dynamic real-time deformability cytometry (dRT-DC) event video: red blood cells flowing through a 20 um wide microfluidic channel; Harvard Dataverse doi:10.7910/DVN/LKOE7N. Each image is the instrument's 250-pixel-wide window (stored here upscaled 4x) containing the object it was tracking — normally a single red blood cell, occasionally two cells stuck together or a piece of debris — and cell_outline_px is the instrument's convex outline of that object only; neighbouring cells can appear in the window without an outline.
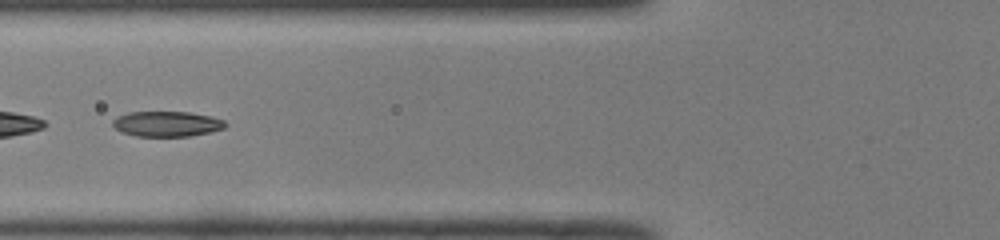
{"species": "common noctule bat (a hibernating species)", "species_latin": "Nyctalus noctula", "temperature_condition": "room temperature", "stored_images_in_passage": 35, "camera_frame_rate_fps": 3000, "um_per_image_px": 0.085, "animal": {"sex": "male", "body_mass_g": 19.0, "forearm_length_mm": 50.8}, "frame": {"image": 1, "passage_image": 6, "time_ms": 1.667, "image_size_px": [1000, 240], "cell_outline_px": [[228, 124], [224, 128], [212, 132], [188, 136], [136, 136], [120, 132], [112, 124], [112, 120], [116, 116], [128, 112], [188, 112], [212, 116], [224, 120]], "centroid_in_image_um": [14.18, 10.53], "position_along_channel_um": 111.6, "area_um2": 16.76}}
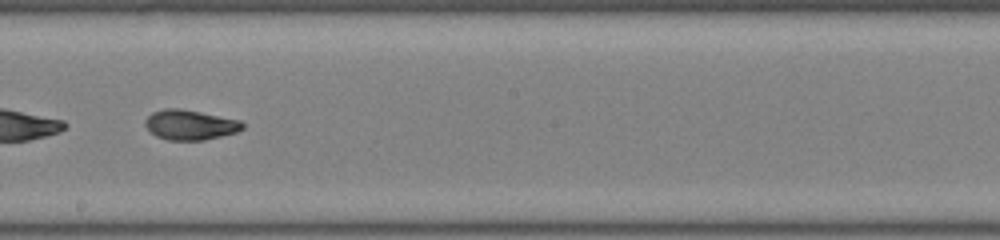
{"frame": {"image": 2, "passage_image": 15, "time_ms": 4.667, "image_size_px": [1000, 240], "cell_outline_px": [[244, 128], [236, 132], [204, 140], [168, 140], [156, 136], [144, 124], [144, 120], [152, 112], [164, 108], [180, 108], [240, 120], [244, 124]], "centroid_in_image_um": [16.14, 10.6], "position_along_channel_um": 232.1, "area_um2": 16.94}}
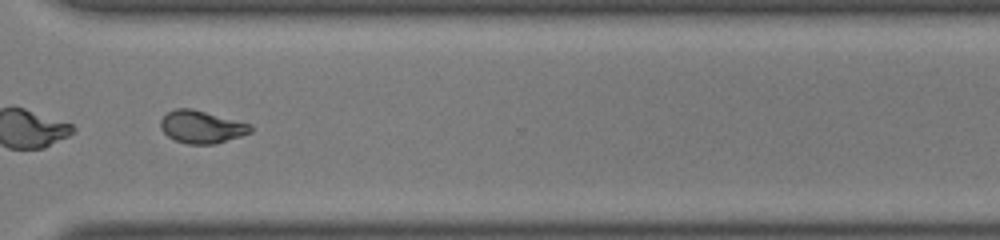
{"frame": {"image": 3, "passage_image": 24, "time_ms": 7.667, "image_size_px": [1000, 240], "cell_outline_px": [[252, 132], [216, 144], [188, 144], [176, 140], [168, 136], [160, 128], [160, 120], [168, 112], [176, 108], [192, 108], [252, 124]], "centroid_in_image_um": [17.14, 10.78], "position_along_channel_um": 353.5, "area_um2": 17.11}, "authors_computed_cell_mechanics": {"area_um2": 16.9354, "velocity_mm_per_s": 4.0219, "shape_relaxation_time_tau1_ms": 5.7655, "shape_relaxation_time_tau2_ms": 2.0012, "deformation_change_tau1": 0.2053, "deformation_change_tau2": 0.0676}}